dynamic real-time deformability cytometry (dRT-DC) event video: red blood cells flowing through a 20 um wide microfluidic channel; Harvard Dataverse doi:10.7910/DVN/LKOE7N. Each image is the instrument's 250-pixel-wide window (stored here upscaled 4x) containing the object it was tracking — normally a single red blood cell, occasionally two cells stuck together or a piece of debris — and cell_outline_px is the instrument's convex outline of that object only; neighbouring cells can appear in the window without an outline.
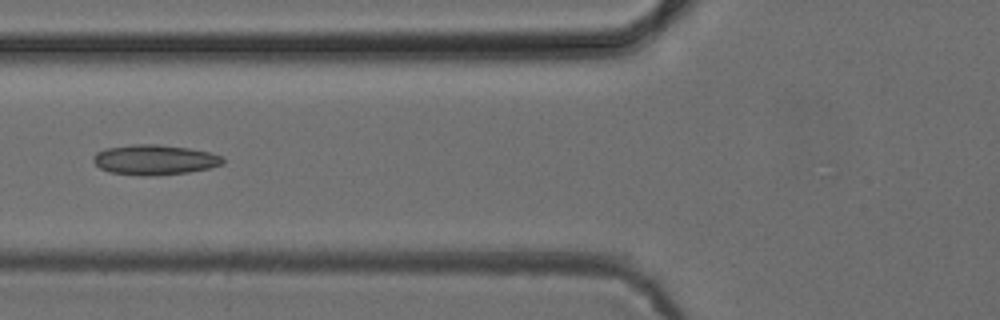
{"species": "common noctule bat (a hibernating species)", "species_latin": "Nyctalus noctula", "temperature_condition": "cold", "stored_images_in_passage": 6, "camera_frame_rate_fps": 3000, "um_per_image_px": 0.085, "animal": {"sex": "female", "body_mass_g": 24.6, "forearm_length_mm": 56.2}, "frame": {"image": 1, "passage_image": 6, "time_ms": 7.333, "image_size_px": [1000, 320], "cell_outline_px": [[224, 164], [208, 168], [188, 172], [156, 176], [144, 176], [108, 172], [100, 168], [92, 160], [92, 156], [96, 152], [108, 148], [132, 144], [156, 144], [188, 148], [208, 152], [224, 156]], "centroid_in_image_um": [13.13, 13.59], "position_along_channel_um": 112.7, "area_um2": 22.83}}